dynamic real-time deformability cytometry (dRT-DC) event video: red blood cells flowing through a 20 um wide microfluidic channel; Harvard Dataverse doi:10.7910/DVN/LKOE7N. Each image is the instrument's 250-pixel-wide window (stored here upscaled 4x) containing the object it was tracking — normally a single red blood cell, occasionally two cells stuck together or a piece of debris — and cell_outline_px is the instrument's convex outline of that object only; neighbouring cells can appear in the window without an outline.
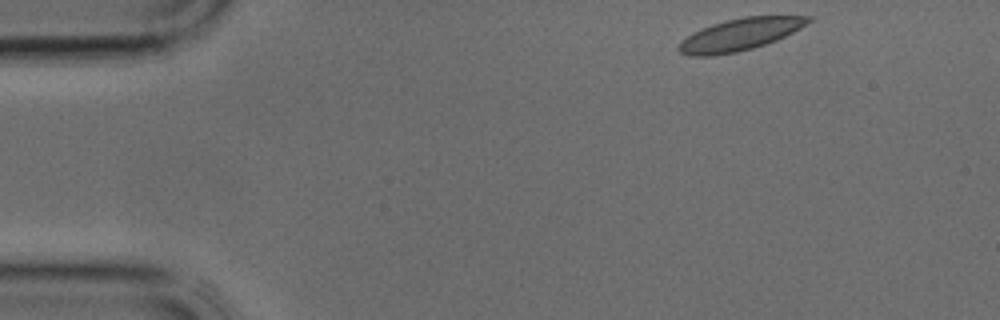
{"species": "common noctule bat (a hibernating species)", "species_latin": "Nyctalus noctula", "temperature_condition": "cold", "stored_images_in_passage": 35, "camera_frame_rate_fps": 3000, "um_per_image_px": 0.085, "animal": {"sex": "male", "body_mass_g": 17.9, "forearm_length_mm": 54.2}, "frame": {"image": 1, "passage_image": 1, "time_ms": 0.0, "image_size_px": [1000, 320], "cell_outline_px": [[812, 20], [800, 28], [776, 40], [752, 48], [736, 52], [712, 56], [692, 56], [680, 52], [676, 48], [680, 40], [712, 24], [744, 16], [812, 16]], "centroid_in_image_um": [62.88, 2.94], "position_along_channel_um": 22.1, "area_um2": 23.81}}
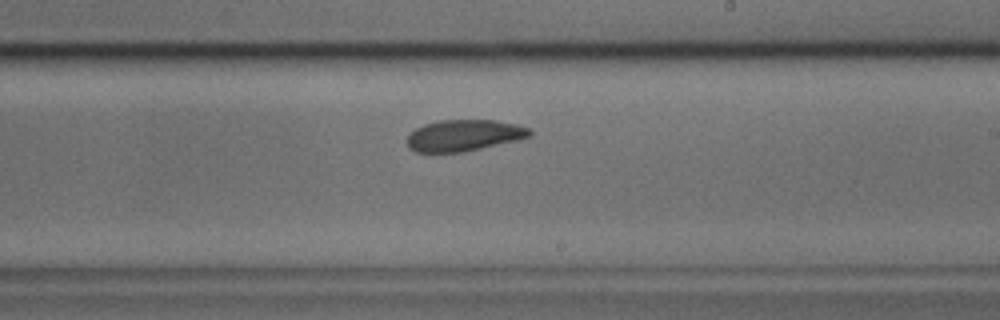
{"frame": {"image": 2, "passage_image": 19, "time_ms": 6.0, "image_size_px": [1000, 320], "cell_outline_px": [[532, 136], [516, 140], [464, 152], [416, 152], [408, 148], [408, 136], [416, 128], [424, 124], [440, 120], [492, 120], [516, 124], [532, 128]], "centroid_in_image_um": [39.46, 11.5], "position_along_channel_um": 249.5, "area_um2": 22.37}}
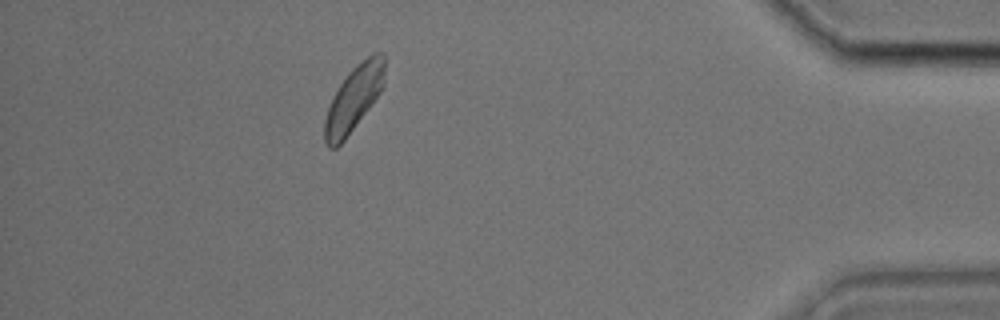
{"frame": {"image": 3, "passage_image": 31, "time_ms": 10.0, "image_size_px": [1000, 320], "cell_outline_px": [[384, 84], [380, 92], [344, 140], [336, 148], [328, 148], [324, 144], [324, 120], [328, 108], [340, 84], [348, 72], [356, 64], [372, 52], [384, 52]], "centroid_in_image_um": [30.06, 8.35], "position_along_channel_um": 405.1, "area_um2": 22.54}}